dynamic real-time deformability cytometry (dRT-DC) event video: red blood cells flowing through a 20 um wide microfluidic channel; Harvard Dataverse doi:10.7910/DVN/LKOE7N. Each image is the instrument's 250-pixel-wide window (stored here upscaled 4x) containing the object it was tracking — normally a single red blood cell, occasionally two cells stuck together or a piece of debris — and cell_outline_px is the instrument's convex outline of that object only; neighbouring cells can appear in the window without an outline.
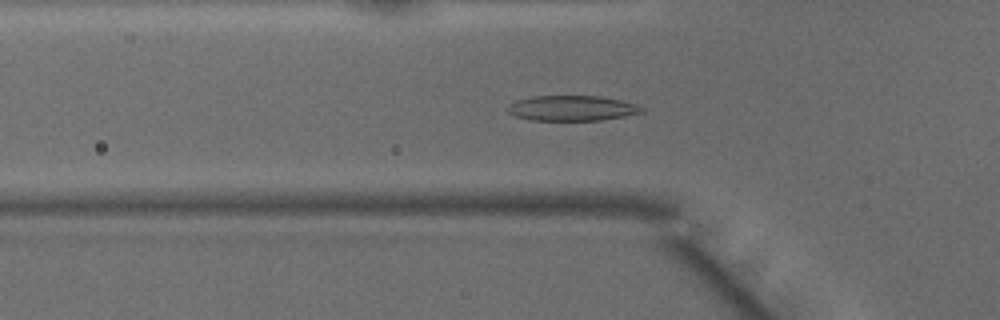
{"species": "common noctule bat (a hibernating species)", "species_latin": "Nyctalus noctula", "temperature_condition": "warm", "stored_images_in_passage": 46, "camera_frame_rate_fps": 3000, "um_per_image_px": 0.085, "animal": {"sex": "male", "body_mass_g": 15.6}, "frame": {"image": 1, "passage_image": 13, "time_ms": 4.0, "image_size_px": [1000, 320], "cell_outline_px": [[644, 112], [604, 120], [532, 120], [516, 116], [508, 112], [504, 108], [508, 104], [516, 100], [532, 96], [600, 96], [624, 100], [636, 104], [644, 108]], "centroid_in_image_um": [48.62, 9.19], "position_along_channel_um": 77.2, "area_um2": 19.94}}
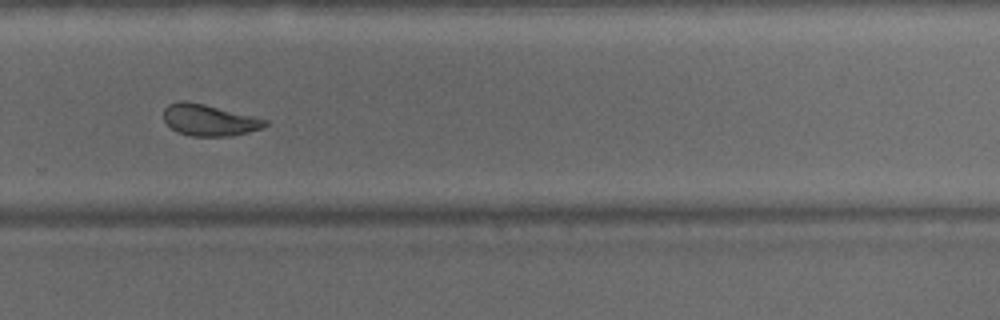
{"frame": {"image": 2, "passage_image": 30, "time_ms": 9.667, "image_size_px": [1000, 320], "cell_outline_px": [[268, 124], [260, 128], [248, 132], [232, 136], [192, 136], [176, 132], [164, 120], [164, 108], [168, 104], [180, 100], [188, 100], [268, 120]], "centroid_in_image_um": [17.74, 10.2], "position_along_channel_um": 312.1, "area_um2": 18.5}}
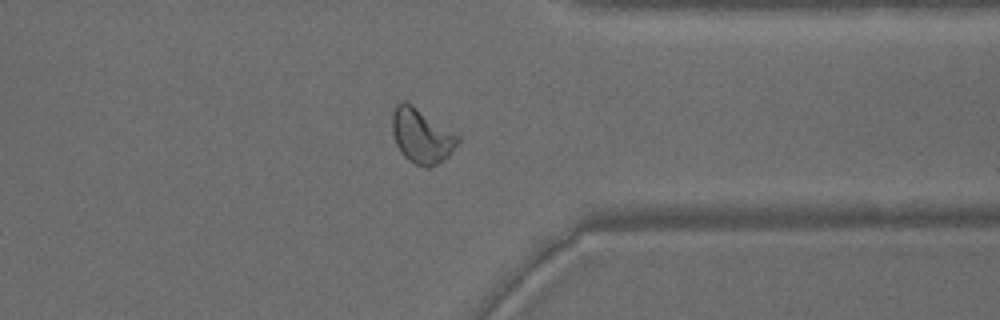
{"frame": {"image": 3, "passage_image": 35, "time_ms": 11.333, "image_size_px": [1000, 320], "cell_outline_px": [[460, 140], [448, 156], [436, 164], [428, 168], [416, 164], [408, 160], [404, 156], [396, 144], [392, 132], [392, 112], [396, 104], [400, 100], [404, 100], [412, 104], [460, 136]], "centroid_in_image_um": [35.81, 11.52], "position_along_channel_um": 375.6, "area_um2": 20.81}, "authors_computed_cell_mechanics": {"area_um2": 20.3745, "velocity_mm_per_s": 4.1298, "shape_relaxation_time_tau1_ms": 3.6683, "shape_relaxation_time_tau2_ms": 1.4523, "deformation_change_tau1": 0.1497, "deformation_change_tau2": 0.0888}}